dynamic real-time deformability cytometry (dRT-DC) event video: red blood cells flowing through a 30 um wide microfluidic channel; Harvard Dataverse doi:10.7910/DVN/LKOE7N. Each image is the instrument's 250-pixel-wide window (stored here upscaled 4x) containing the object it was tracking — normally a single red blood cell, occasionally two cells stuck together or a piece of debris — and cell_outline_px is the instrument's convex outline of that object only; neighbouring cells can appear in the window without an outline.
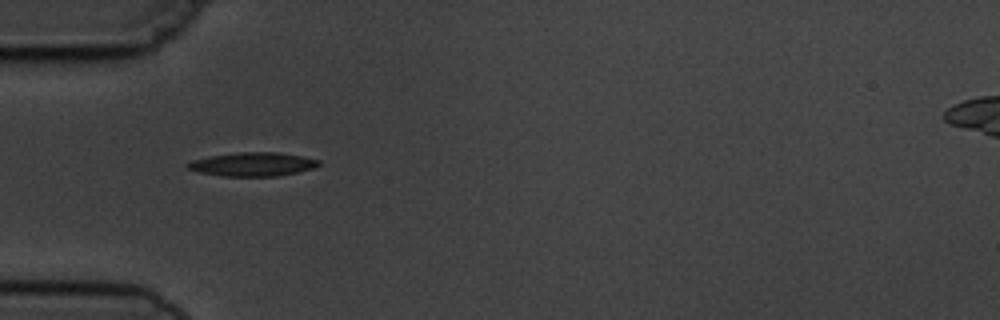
{"species": "common noctule bat (a hibernating species)", "species_latin": "Nyctalus noctula", "temperature_condition": "cold", "stored_images_in_passage": 2, "camera_frame_rate_fps": 3000, "um_per_image_px": 0.085, "animal": {"sex": "male", "body_mass_g": 19.5, "forearm_length_mm": 54.6}, "frame": {"image": 1, "passage_image": 1, "time_ms": 0.0, "image_size_px": [1000, 320], "cell_outline_px": [[320, 164], [312, 168], [296, 172], [276, 176], [220, 176], [200, 172], [188, 168], [184, 164], [192, 160], [208, 156], [240, 152], [276, 152], [304, 156], [320, 160]], "centroid_in_image_um": [21.46, 13.95], "position_along_channel_um": 63.5, "area_um2": 18.09}}
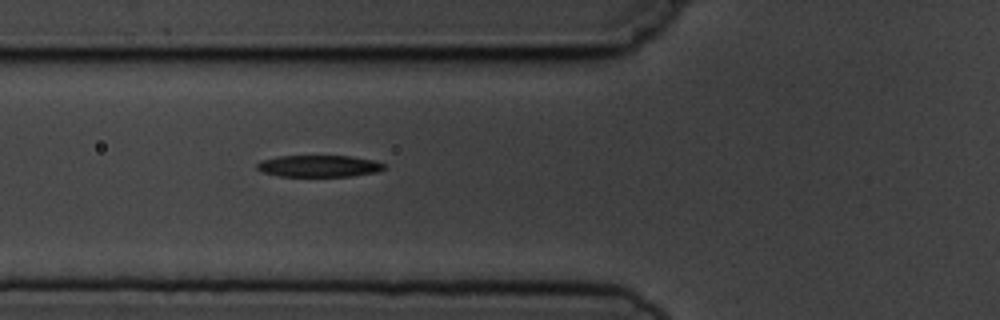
{"frame": {"image": 2, "passage_image": 2, "time_ms": 1.0, "image_size_px": [1000, 320], "cell_outline_px": [[384, 168], [380, 172], [352, 176], [280, 176], [264, 172], [256, 168], [256, 164], [260, 160], [280, 156], [352, 156], [376, 160], [384, 164]], "centroid_in_image_um": [27.15, 14.11], "position_along_channel_um": 98.7, "area_um2": 16.18}}